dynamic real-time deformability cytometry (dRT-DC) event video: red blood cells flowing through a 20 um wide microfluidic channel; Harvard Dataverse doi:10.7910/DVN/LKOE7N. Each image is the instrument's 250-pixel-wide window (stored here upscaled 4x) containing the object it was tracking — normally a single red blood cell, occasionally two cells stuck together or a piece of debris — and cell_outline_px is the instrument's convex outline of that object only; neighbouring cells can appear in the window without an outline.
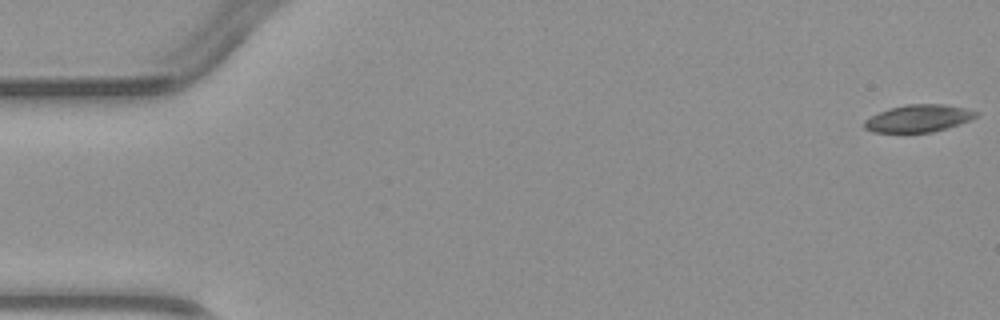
{"species": "common noctule bat (a hibernating species)", "species_latin": "Nyctalus noctula", "temperature_condition": "warm", "stored_images_in_passage": 6, "camera_frame_rate_fps": 3000, "um_per_image_px": 0.085, "animal": {"sex": "male", "body_mass_g": 23.1, "forearm_length_mm": 52.7}, "frame": {"image": 1, "passage_image": 1, "time_ms": 0.0, "image_size_px": [1000, 320], "cell_outline_px": [[980, 112], [976, 116], [968, 120], [948, 128], [932, 132], [872, 132], [864, 128], [864, 120], [880, 112], [904, 104], [944, 104], [964, 108]], "centroid_in_image_um": [78.07, 10.06], "position_along_channel_um": 6.9, "area_um2": 17.57}}
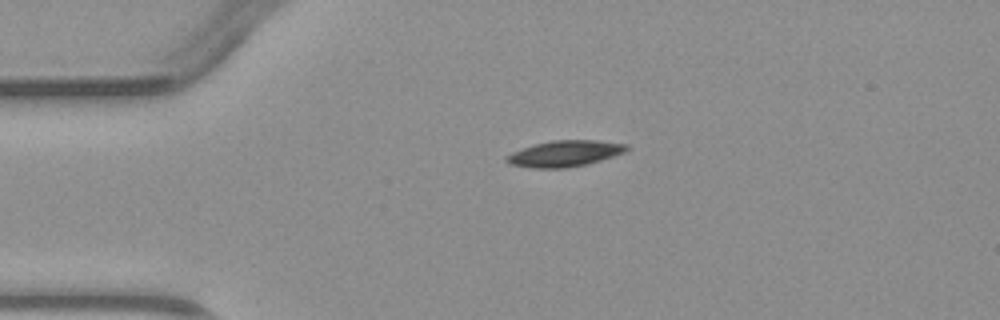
{"frame": {"image": 2, "passage_image": 4, "time_ms": 3.333, "image_size_px": [1000, 320], "cell_outline_px": [[632, 148], [624, 152], [588, 164], [564, 168], [532, 168], [508, 164], [504, 160], [504, 156], [512, 152], [536, 144], [552, 140], [596, 140], [628, 144]], "centroid_in_image_um": [48.0, 13.05], "position_along_channel_um": 37.0, "area_um2": 18.32}}
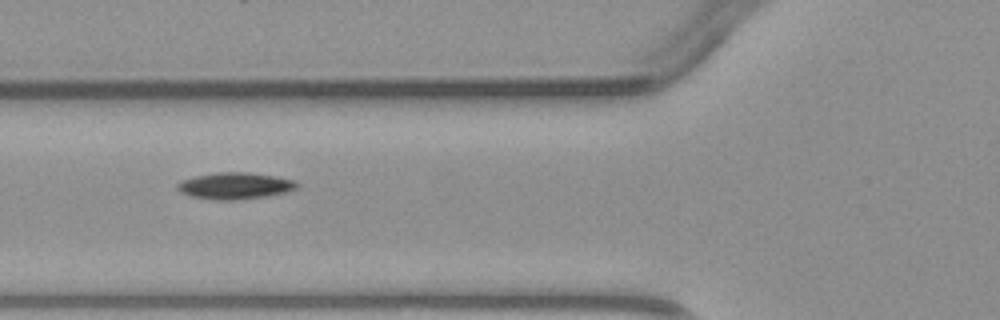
{"frame": {"image": 3, "passage_image": 6, "time_ms": 5.667, "image_size_px": [1000, 320], "cell_outline_px": [[300, 184], [296, 188], [288, 192], [268, 196], [240, 200], [216, 200], [192, 196], [180, 192], [176, 188], [176, 184], [180, 180], [196, 176], [216, 172], [248, 172], [276, 176], [296, 180]], "centroid_in_image_um": [20.0, 15.79], "position_along_channel_um": 105.8, "area_um2": 18.84}}